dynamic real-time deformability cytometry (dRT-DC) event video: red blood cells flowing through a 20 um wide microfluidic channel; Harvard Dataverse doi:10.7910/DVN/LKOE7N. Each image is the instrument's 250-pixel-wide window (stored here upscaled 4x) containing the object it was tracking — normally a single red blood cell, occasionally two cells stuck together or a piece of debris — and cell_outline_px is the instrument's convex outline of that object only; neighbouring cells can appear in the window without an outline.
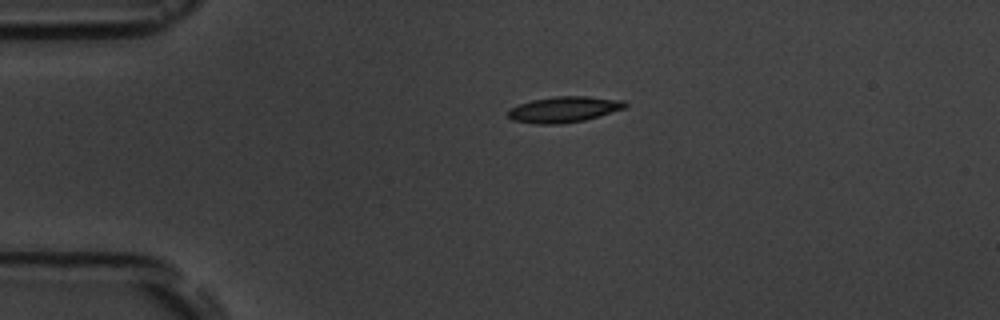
{"species": "common noctule bat (a hibernating species)", "species_latin": "Nyctalus noctula", "temperature_condition": "room temperature", "stored_images_in_passage": 3, "camera_frame_rate_fps": 3000, "um_per_image_px": 0.085, "animal": {"sex": "male", "body_mass_g": 19.5, "forearm_length_mm": 54.6}, "frame": {"image": 1, "passage_image": 1, "time_ms": 0.0, "image_size_px": [1000, 320], "cell_outline_px": [[628, 104], [624, 108], [584, 120], [560, 124], [536, 124], [512, 120], [508, 116], [508, 108], [532, 100], [556, 96], [588, 96], [624, 100]], "centroid_in_image_um": [47.91, 9.3], "position_along_channel_um": 37.1, "area_um2": 17.57}}
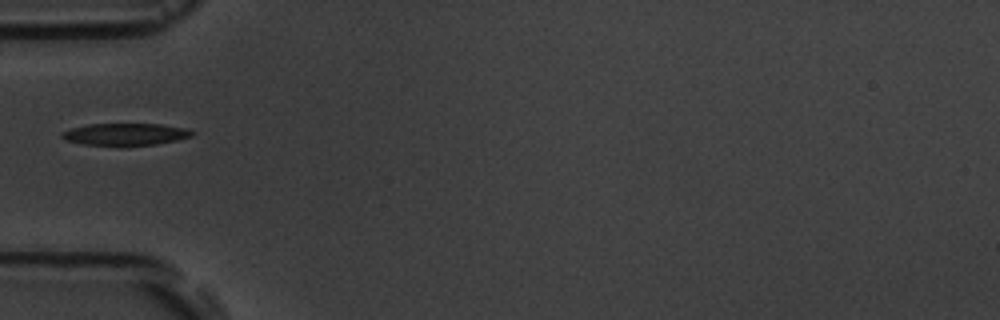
{"frame": {"image": 2, "passage_image": 3, "time_ms": 2.0, "image_size_px": [1000, 320], "cell_outline_px": [[196, 132], [192, 136], [176, 140], [156, 144], [124, 148], [84, 144], [64, 140], [60, 136], [60, 132], [72, 128], [88, 124], [160, 124], [188, 128]], "centroid_in_image_um": [10.65, 11.44], "position_along_channel_um": 74.4, "area_um2": 17.46}}